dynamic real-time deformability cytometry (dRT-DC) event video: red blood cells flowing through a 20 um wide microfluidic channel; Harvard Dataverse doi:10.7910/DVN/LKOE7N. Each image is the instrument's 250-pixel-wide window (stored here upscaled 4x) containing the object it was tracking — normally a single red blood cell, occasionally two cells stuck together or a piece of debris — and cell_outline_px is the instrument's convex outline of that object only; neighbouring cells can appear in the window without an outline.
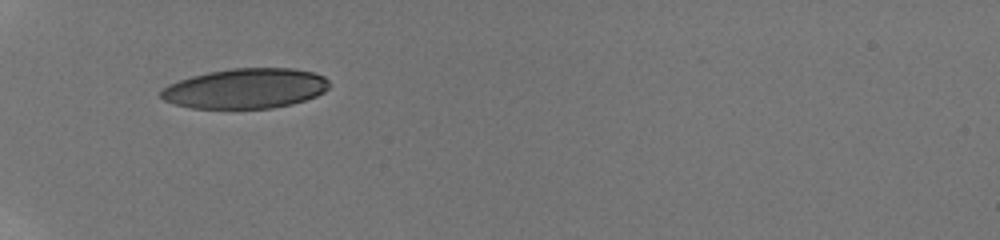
{"species": "human", "species_latin": "Homo sapiens", "temperature_condition": "room temperature", "stored_images_in_passage": 62, "camera_frame_rate_fps": 3000, "um_per_image_px": 0.085, "donor": {"sex": "male"}, "frame": {"image": 1, "passage_image": 1, "time_ms": 0.0, "image_size_px": [1000, 240], "cell_outline_px": [[332, 84], [324, 92], [316, 96], [292, 104], [272, 108], [192, 108], [176, 104], [164, 100], [160, 96], [160, 92], [168, 84], [192, 76], [208, 72], [232, 68], [292, 68], [312, 72], [324, 76]], "centroid_in_image_um": [20.9, 7.51], "position_along_channel_um": 64.1, "area_um2": 39.25}}
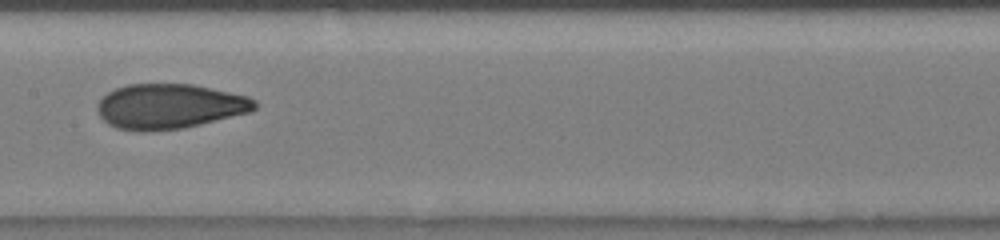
{"frame": {"image": 2, "passage_image": 26, "time_ms": 3.667, "image_size_px": [1000, 240], "cell_outline_px": [[256, 108], [252, 112], [184, 128], [144, 132], [136, 132], [116, 128], [108, 124], [100, 116], [96, 108], [96, 104], [108, 92], [116, 88], [128, 84], [192, 84], [248, 96], [256, 100]], "centroid_in_image_um": [14.4, 9.05], "position_along_channel_um": 193.0, "area_um2": 41.5}}
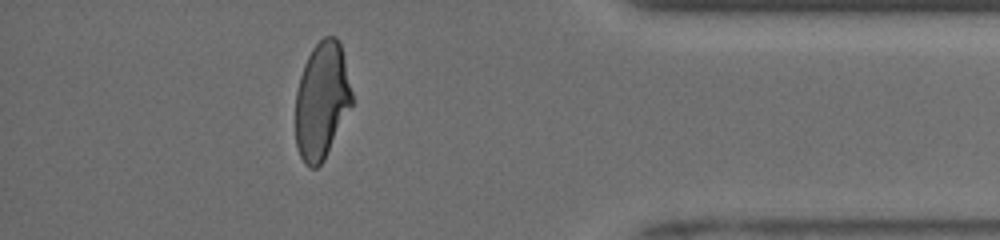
{"frame": {"image": 3, "passage_image": 52, "time_ms": 9.667, "image_size_px": [1000, 240], "cell_outline_px": [[352, 104], [324, 160], [316, 168], [308, 168], [304, 164], [300, 156], [296, 144], [296, 92], [300, 76], [304, 64], [312, 48], [324, 36], [336, 36], [340, 40], [352, 92]], "centroid_in_image_um": [27.34, 8.55], "position_along_channel_um": 407.9, "area_um2": 38.38}, "authors_computed_cell_mechanics": {"area_um2": 40.2577, "velocity_mm_per_s": 3.9632, "shape_relaxation_time_tau1_ms": 5.7698, "shape_relaxation_time_tau2_ms": 1.1213, "deformation_change_tau1": 0.1911, "deformation_change_tau2": 0.0621}}